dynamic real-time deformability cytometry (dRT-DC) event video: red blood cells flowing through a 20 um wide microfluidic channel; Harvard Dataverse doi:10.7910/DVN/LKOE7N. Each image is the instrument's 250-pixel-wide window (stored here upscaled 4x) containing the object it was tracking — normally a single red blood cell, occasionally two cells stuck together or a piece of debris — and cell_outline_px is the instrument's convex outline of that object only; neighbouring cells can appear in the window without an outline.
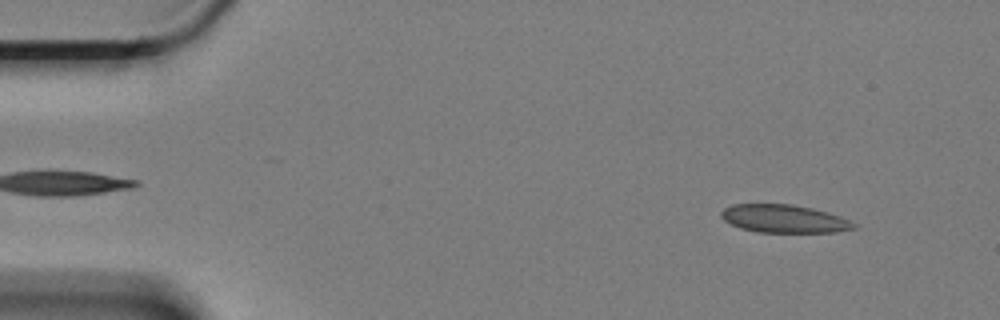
{"species": "Egyptian fruit bat (a non-hibernating species)", "species_latin": "Rousettus aegyptiacus", "temperature_condition": "cold", "stored_images_in_passage": 58, "camera_frame_rate_fps": 3000, "um_per_image_px": 0.085, "animal": {"sex": "female"}, "frame": {"image": 1, "passage_image": 5, "time_ms": 1.333, "image_size_px": [1000, 320], "cell_outline_px": [[856, 228], [836, 232], [756, 232], [740, 228], [724, 220], [720, 216], [720, 212], [724, 208], [732, 204], [792, 204], [812, 208], [828, 212], [840, 216], [856, 224]], "centroid_in_image_um": [66.63, 18.59], "position_along_channel_um": 18.4, "area_um2": 21.68}}
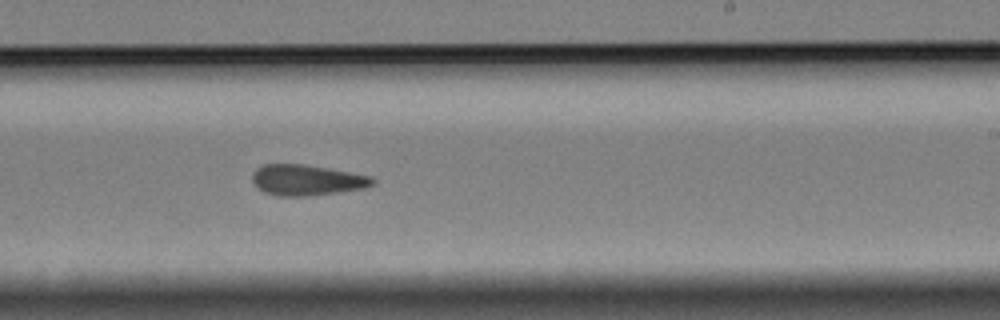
{"frame": {"image": 2, "passage_image": 35, "time_ms": 11.333, "image_size_px": [1000, 320], "cell_outline_px": [[376, 184], [364, 188], [340, 192], [304, 196], [276, 196], [264, 192], [256, 188], [252, 180], [252, 172], [256, 168], [264, 164], [304, 164], [328, 168], [372, 176], [376, 180]], "centroid_in_image_um": [26.07, 15.31], "position_along_channel_um": 262.9, "area_um2": 21.79}}
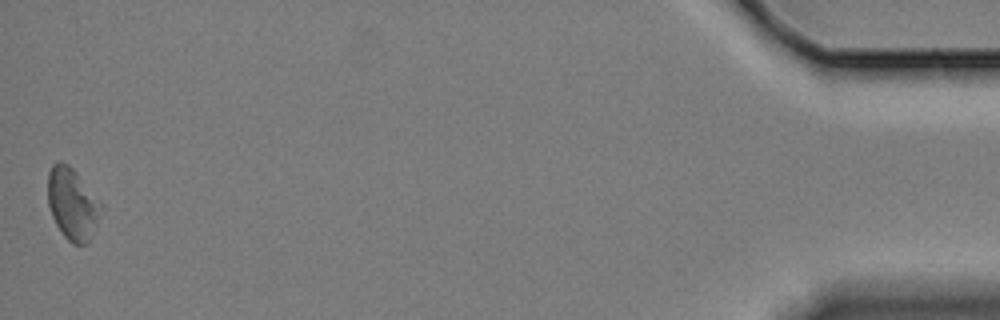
{"frame": {"image": 3, "passage_image": 58, "time_ms": 19.0, "image_size_px": [1000, 320], "cell_outline_px": [[104, 208], [88, 244], [72, 244], [64, 236], [56, 224], [52, 216], [48, 204], [48, 172], [52, 164], [60, 160], [68, 164], [76, 172], [104, 204]], "centroid_in_image_um": [6.18, 17.32], "position_along_channel_um": 429.0, "area_um2": 22.6}, "authors_computed_cell_mechanics": {"area_um2": 21.8195, "velocity_mm_per_s": 3.3457, "shape_relaxation_time_tau1_ms": null, "shape_relaxation_time_tau2_ms": 2.8106, "deformation_change_tau1": null, "deformation_change_tau2": 0.0906}}